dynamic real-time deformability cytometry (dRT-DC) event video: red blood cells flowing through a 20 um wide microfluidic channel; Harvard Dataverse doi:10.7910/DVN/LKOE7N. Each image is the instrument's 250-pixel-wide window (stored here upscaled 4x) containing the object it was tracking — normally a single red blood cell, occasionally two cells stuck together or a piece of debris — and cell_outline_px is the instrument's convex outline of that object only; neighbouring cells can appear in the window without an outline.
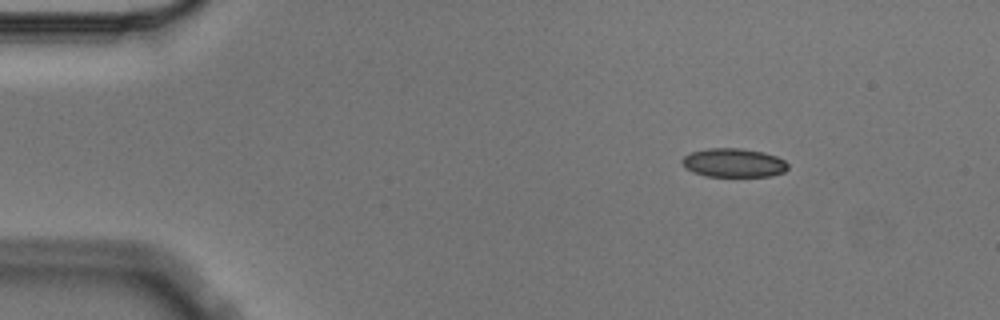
{"species": "Egyptian fruit bat (a non-hibernating species)", "species_latin": "Rousettus aegyptiacus", "temperature_condition": "cold", "stored_images_in_passage": 7, "camera_frame_rate_fps": 3000, "um_per_image_px": 0.085, "animal": {"sex": "male"}, "frame": {"image": 1, "passage_image": 1, "time_ms": 0.0, "image_size_px": [1000, 320], "cell_outline_px": [[788, 168], [784, 172], [772, 176], [704, 176], [692, 172], [684, 168], [680, 160], [684, 156], [692, 152], [708, 148], [740, 148], [764, 152], [776, 156], [784, 160], [788, 164]], "centroid_in_image_um": [62.34, 13.84], "position_along_channel_um": 22.7, "area_um2": 17.92}}
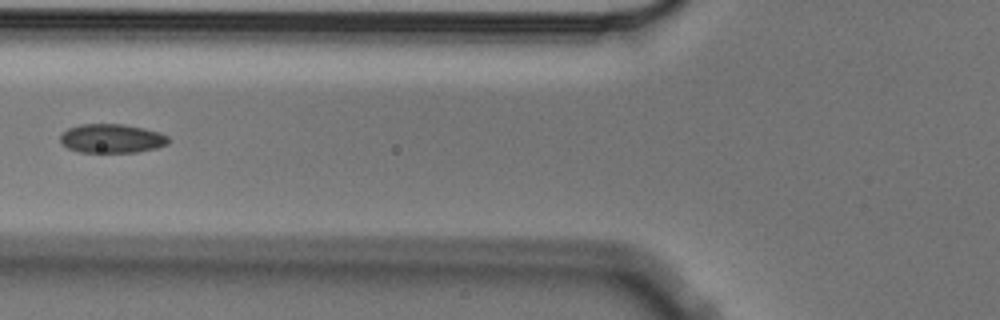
{"frame": {"image": 2, "passage_image": 4, "time_ms": 1.0, "image_size_px": [1000, 320], "cell_outline_px": [[168, 144], [156, 148], [136, 152], [80, 152], [68, 148], [60, 140], [60, 136], [68, 128], [80, 124], [124, 124], [144, 128], [160, 132], [168, 136]], "centroid_in_image_um": [9.52, 11.76], "position_along_channel_um": 116.3, "area_um2": 18.21}}
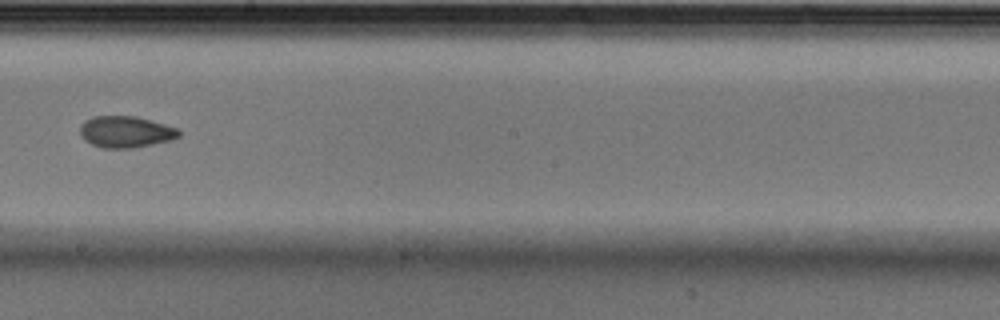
{"frame": {"image": 3, "passage_image": 7, "time_ms": 2.0, "image_size_px": [1000, 320], "cell_outline_px": [[180, 136], [172, 140], [132, 148], [104, 148], [92, 144], [84, 140], [80, 136], [80, 124], [84, 120], [92, 116], [136, 116], [180, 128]], "centroid_in_image_um": [10.68, 11.2], "position_along_channel_um": 237.5, "area_um2": 18.38}}